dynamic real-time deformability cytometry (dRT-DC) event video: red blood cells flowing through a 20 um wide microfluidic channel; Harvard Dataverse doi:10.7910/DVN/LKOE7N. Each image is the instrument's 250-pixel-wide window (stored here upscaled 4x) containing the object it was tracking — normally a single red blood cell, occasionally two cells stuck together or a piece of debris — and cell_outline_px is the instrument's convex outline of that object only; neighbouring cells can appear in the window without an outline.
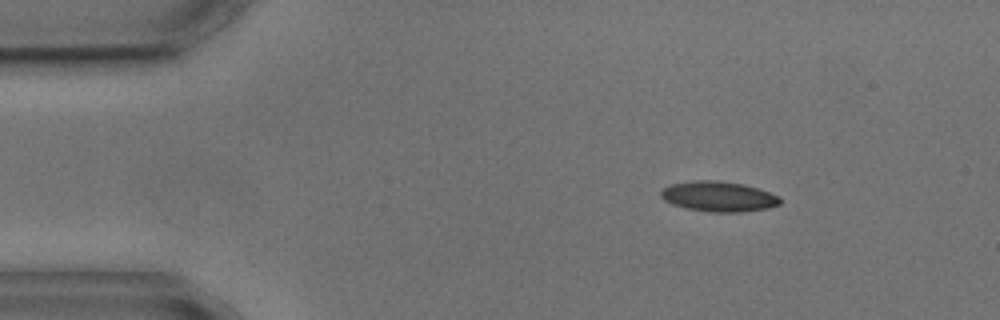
{"species": "common noctule bat (a hibernating species)", "species_latin": "Nyctalus noctula", "temperature_condition": "cold", "stored_images_in_passage": 4, "camera_frame_rate_fps": 3000, "um_per_image_px": 0.085, "animal": {"sex": "male", "body_mass_g": 17.9, "forearm_length_mm": 54.2}, "frame": {"image": 1, "passage_image": 1, "time_ms": 0.0, "image_size_px": [1000, 320], "cell_outline_px": [[780, 204], [768, 208], [740, 212], [712, 212], [688, 208], [672, 204], [664, 200], [660, 196], [660, 192], [664, 188], [672, 184], [692, 180], [716, 180], [744, 184], [780, 196]], "centroid_in_image_um": [61.07, 16.69], "position_along_channel_um": 23.9, "area_um2": 20.87}}
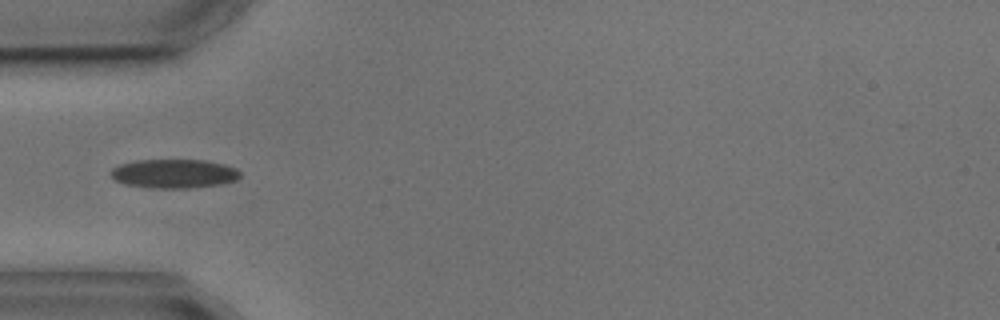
{"frame": {"image": 2, "passage_image": 3, "time_ms": 3.0, "image_size_px": [1000, 320], "cell_outline_px": [[240, 176], [236, 180], [220, 184], [188, 188], [152, 188], [124, 184], [112, 180], [108, 172], [112, 168], [120, 164], [136, 160], [204, 160], [224, 164], [236, 168], [240, 172]], "centroid_in_image_um": [14.73, 14.76], "position_along_channel_um": 70.3, "area_um2": 22.02}}